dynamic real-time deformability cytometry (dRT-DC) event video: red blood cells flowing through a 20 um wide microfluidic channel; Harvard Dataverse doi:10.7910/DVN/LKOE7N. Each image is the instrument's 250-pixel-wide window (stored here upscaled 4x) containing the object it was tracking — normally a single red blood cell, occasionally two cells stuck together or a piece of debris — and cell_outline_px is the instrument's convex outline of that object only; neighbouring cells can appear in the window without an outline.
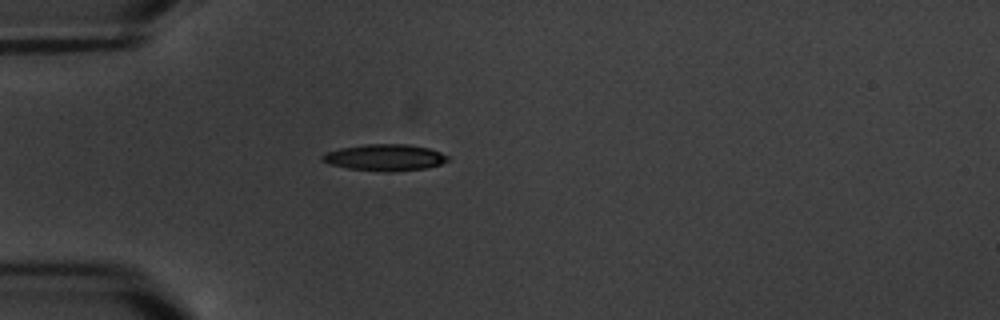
{"species": "common noctule bat (a hibernating species)", "species_latin": "Nyctalus noctula", "temperature_condition": "warm", "stored_images_in_passage": 1, "camera_frame_rate_fps": 3000, "um_per_image_px": 0.085, "animal": {"sex": "male", "body_mass_g": 20.1, "forearm_length_mm": 53.5}, "frame": {"image": 1, "passage_image": 1, "time_ms": 0.0, "image_size_px": [1000, 320], "cell_outline_px": [[448, 160], [440, 164], [424, 168], [388, 172], [348, 168], [332, 164], [320, 160], [320, 156], [324, 152], [340, 148], [364, 144], [408, 144], [428, 148], [440, 152], [448, 156]], "centroid_in_image_um": [32.67, 13.37], "position_along_channel_um": 52.3, "area_um2": 19.25}}